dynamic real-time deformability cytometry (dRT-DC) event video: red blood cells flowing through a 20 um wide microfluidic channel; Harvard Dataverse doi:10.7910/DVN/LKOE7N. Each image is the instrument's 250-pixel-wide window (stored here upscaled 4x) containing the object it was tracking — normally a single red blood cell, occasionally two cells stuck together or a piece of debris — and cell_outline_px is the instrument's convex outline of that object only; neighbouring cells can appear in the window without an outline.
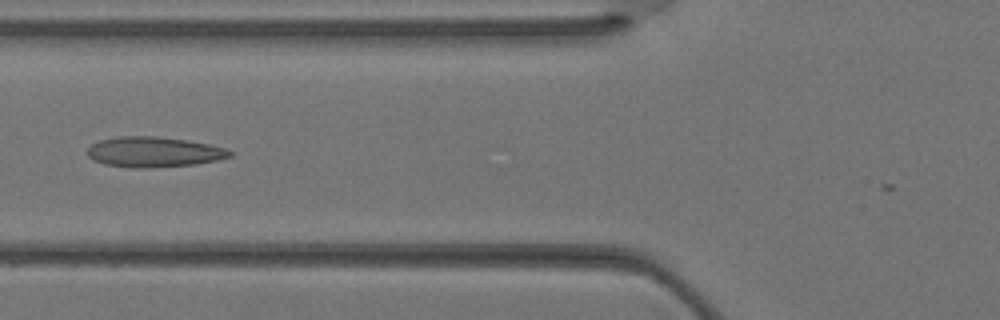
{"species": "Egyptian fruit bat (a non-hibernating species)", "species_latin": "Rousettus aegyptiacus", "temperature_condition": "warm", "stored_images_in_passage": 25, "camera_frame_rate_fps": 3000, "um_per_image_px": 0.085, "animal": {"sex": "female"}, "frame": {"image": 1, "passage_image": 6, "time_ms": 1.667, "image_size_px": [1000, 320], "cell_outline_px": [[232, 156], [216, 160], [196, 164], [144, 168], [132, 168], [104, 164], [92, 160], [88, 156], [88, 148], [92, 144], [100, 140], [116, 136], [156, 136], [184, 140], [208, 144], [228, 148], [232, 152]], "centroid_in_image_um": [13.06, 12.92], "position_along_channel_um": 112.7, "area_um2": 25.14}}
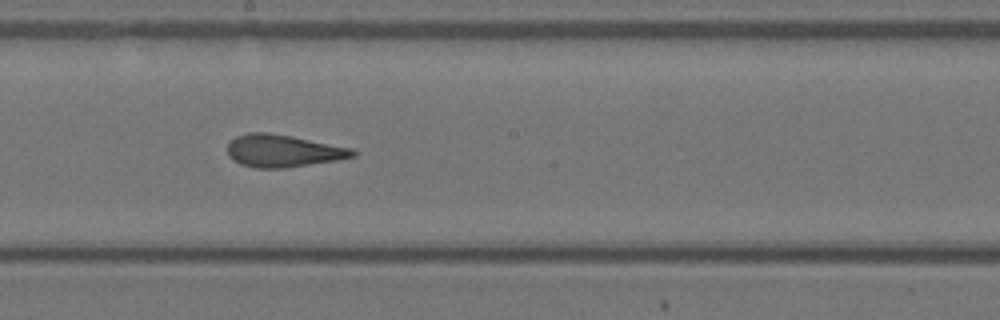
{"frame": {"image": 2, "passage_image": 12, "time_ms": 3.667, "image_size_px": [1000, 320], "cell_outline_px": [[356, 156], [336, 160], [284, 168], [256, 168], [240, 164], [232, 160], [228, 156], [228, 144], [236, 136], [248, 132], [268, 132], [292, 136], [352, 148], [356, 152]], "centroid_in_image_um": [24.03, 12.82], "position_along_channel_um": 224.2, "area_um2": 23.64}}
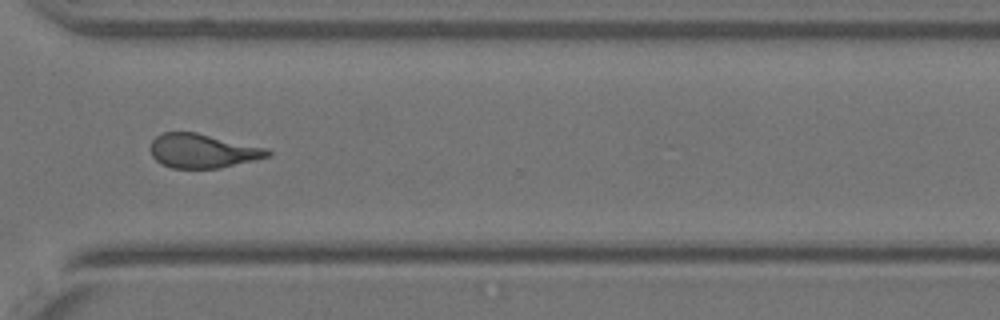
{"frame": {"image": 3, "passage_image": 19, "time_ms": 6.0, "image_size_px": [1000, 320], "cell_outline_px": [[272, 156], [220, 168], [172, 168], [156, 160], [152, 156], [148, 148], [152, 140], [156, 136], [164, 132], [196, 132], [268, 148], [272, 152]], "centroid_in_image_um": [17.23, 12.82], "position_along_channel_um": 353.4, "area_um2": 23.47}}